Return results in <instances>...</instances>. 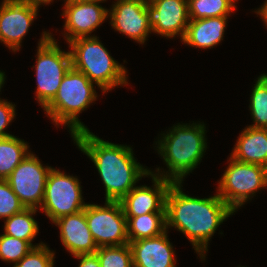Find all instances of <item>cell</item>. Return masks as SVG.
<instances>
[{
    "label": "cell",
    "mask_w": 267,
    "mask_h": 267,
    "mask_svg": "<svg viewBox=\"0 0 267 267\" xmlns=\"http://www.w3.org/2000/svg\"><path fill=\"white\" fill-rule=\"evenodd\" d=\"M181 187L182 182H173L167 191L166 229L175 227L185 234L200 259H204L211 237L234 211L218 194L209 198H196L186 195Z\"/></svg>",
    "instance_id": "6da1fadb"
},
{
    "label": "cell",
    "mask_w": 267,
    "mask_h": 267,
    "mask_svg": "<svg viewBox=\"0 0 267 267\" xmlns=\"http://www.w3.org/2000/svg\"><path fill=\"white\" fill-rule=\"evenodd\" d=\"M72 139L96 166L105 187V201H120L150 174L151 170L134 158L130 146L104 141L90 130L76 133Z\"/></svg>",
    "instance_id": "7a4b0ae2"
},
{
    "label": "cell",
    "mask_w": 267,
    "mask_h": 267,
    "mask_svg": "<svg viewBox=\"0 0 267 267\" xmlns=\"http://www.w3.org/2000/svg\"><path fill=\"white\" fill-rule=\"evenodd\" d=\"M205 128V124L200 122L189 125L178 123L167 131V134H161V139L156 142L157 151L169 169L165 173L156 168L157 173H150L172 182H182L183 178L200 164L205 153Z\"/></svg>",
    "instance_id": "3957f363"
},
{
    "label": "cell",
    "mask_w": 267,
    "mask_h": 267,
    "mask_svg": "<svg viewBox=\"0 0 267 267\" xmlns=\"http://www.w3.org/2000/svg\"><path fill=\"white\" fill-rule=\"evenodd\" d=\"M97 36L80 37L70 41L72 67L82 72L106 93L115 86L127 85V71L106 50Z\"/></svg>",
    "instance_id": "277c9868"
},
{
    "label": "cell",
    "mask_w": 267,
    "mask_h": 267,
    "mask_svg": "<svg viewBox=\"0 0 267 267\" xmlns=\"http://www.w3.org/2000/svg\"><path fill=\"white\" fill-rule=\"evenodd\" d=\"M94 84L82 72L73 67L64 76L55 97L43 108L44 112L57 125H67L71 137L89 130L78 115L96 101Z\"/></svg>",
    "instance_id": "5b68a950"
},
{
    "label": "cell",
    "mask_w": 267,
    "mask_h": 267,
    "mask_svg": "<svg viewBox=\"0 0 267 267\" xmlns=\"http://www.w3.org/2000/svg\"><path fill=\"white\" fill-rule=\"evenodd\" d=\"M52 33L43 32L37 46L36 99L44 108L56 95L61 81L72 67L71 53L60 49Z\"/></svg>",
    "instance_id": "8992f818"
},
{
    "label": "cell",
    "mask_w": 267,
    "mask_h": 267,
    "mask_svg": "<svg viewBox=\"0 0 267 267\" xmlns=\"http://www.w3.org/2000/svg\"><path fill=\"white\" fill-rule=\"evenodd\" d=\"M229 161L218 182L217 194L236 212L248 199L251 200L258 190L267 188V168L239 162L232 157H229Z\"/></svg>",
    "instance_id": "52a82bcc"
},
{
    "label": "cell",
    "mask_w": 267,
    "mask_h": 267,
    "mask_svg": "<svg viewBox=\"0 0 267 267\" xmlns=\"http://www.w3.org/2000/svg\"><path fill=\"white\" fill-rule=\"evenodd\" d=\"M80 183L77 177L66 175L53 167L49 171L39 209L45 212L52 223L63 216L85 209L87 203L83 200Z\"/></svg>",
    "instance_id": "ba28073f"
},
{
    "label": "cell",
    "mask_w": 267,
    "mask_h": 267,
    "mask_svg": "<svg viewBox=\"0 0 267 267\" xmlns=\"http://www.w3.org/2000/svg\"><path fill=\"white\" fill-rule=\"evenodd\" d=\"M85 217L97 247L128 244L126 216L119 201L87 204Z\"/></svg>",
    "instance_id": "9c48e42d"
},
{
    "label": "cell",
    "mask_w": 267,
    "mask_h": 267,
    "mask_svg": "<svg viewBox=\"0 0 267 267\" xmlns=\"http://www.w3.org/2000/svg\"><path fill=\"white\" fill-rule=\"evenodd\" d=\"M51 169V166H43L30 151L6 179L25 208L41 207L46 179Z\"/></svg>",
    "instance_id": "30bf717a"
},
{
    "label": "cell",
    "mask_w": 267,
    "mask_h": 267,
    "mask_svg": "<svg viewBox=\"0 0 267 267\" xmlns=\"http://www.w3.org/2000/svg\"><path fill=\"white\" fill-rule=\"evenodd\" d=\"M146 10L153 33L183 40L190 21L188 0H147Z\"/></svg>",
    "instance_id": "8fae6325"
},
{
    "label": "cell",
    "mask_w": 267,
    "mask_h": 267,
    "mask_svg": "<svg viewBox=\"0 0 267 267\" xmlns=\"http://www.w3.org/2000/svg\"><path fill=\"white\" fill-rule=\"evenodd\" d=\"M38 4L3 0L0 6V42L16 52L37 17Z\"/></svg>",
    "instance_id": "7c38bea8"
},
{
    "label": "cell",
    "mask_w": 267,
    "mask_h": 267,
    "mask_svg": "<svg viewBox=\"0 0 267 267\" xmlns=\"http://www.w3.org/2000/svg\"><path fill=\"white\" fill-rule=\"evenodd\" d=\"M146 7L147 0H117L108 10L112 28L144 44L152 32Z\"/></svg>",
    "instance_id": "4fadbf2b"
},
{
    "label": "cell",
    "mask_w": 267,
    "mask_h": 267,
    "mask_svg": "<svg viewBox=\"0 0 267 267\" xmlns=\"http://www.w3.org/2000/svg\"><path fill=\"white\" fill-rule=\"evenodd\" d=\"M106 0H81L69 2L64 5L63 17H65L63 34L67 43L80 37H90L109 16L108 10L99 5ZM90 34V35H89Z\"/></svg>",
    "instance_id": "5bb4252c"
},
{
    "label": "cell",
    "mask_w": 267,
    "mask_h": 267,
    "mask_svg": "<svg viewBox=\"0 0 267 267\" xmlns=\"http://www.w3.org/2000/svg\"><path fill=\"white\" fill-rule=\"evenodd\" d=\"M153 189L146 185L134 187L119 202L125 216H139L146 213L165 212V201L171 180L149 174Z\"/></svg>",
    "instance_id": "9a60e30c"
},
{
    "label": "cell",
    "mask_w": 267,
    "mask_h": 267,
    "mask_svg": "<svg viewBox=\"0 0 267 267\" xmlns=\"http://www.w3.org/2000/svg\"><path fill=\"white\" fill-rule=\"evenodd\" d=\"M161 235L129 242L133 267H176L175 251L167 236Z\"/></svg>",
    "instance_id": "2e32d148"
},
{
    "label": "cell",
    "mask_w": 267,
    "mask_h": 267,
    "mask_svg": "<svg viewBox=\"0 0 267 267\" xmlns=\"http://www.w3.org/2000/svg\"><path fill=\"white\" fill-rule=\"evenodd\" d=\"M60 229V238L64 247L73 254H92L98 249L89 230L85 217V209L53 222Z\"/></svg>",
    "instance_id": "e0dca14e"
},
{
    "label": "cell",
    "mask_w": 267,
    "mask_h": 267,
    "mask_svg": "<svg viewBox=\"0 0 267 267\" xmlns=\"http://www.w3.org/2000/svg\"><path fill=\"white\" fill-rule=\"evenodd\" d=\"M230 155L239 162L267 168V128L243 129Z\"/></svg>",
    "instance_id": "ac0fdd59"
},
{
    "label": "cell",
    "mask_w": 267,
    "mask_h": 267,
    "mask_svg": "<svg viewBox=\"0 0 267 267\" xmlns=\"http://www.w3.org/2000/svg\"><path fill=\"white\" fill-rule=\"evenodd\" d=\"M229 16L190 20L183 43L200 49L213 48L223 40Z\"/></svg>",
    "instance_id": "d6986e66"
},
{
    "label": "cell",
    "mask_w": 267,
    "mask_h": 267,
    "mask_svg": "<svg viewBox=\"0 0 267 267\" xmlns=\"http://www.w3.org/2000/svg\"><path fill=\"white\" fill-rule=\"evenodd\" d=\"M126 226L129 242L159 236L167 230L165 212L126 216Z\"/></svg>",
    "instance_id": "ffe728a7"
},
{
    "label": "cell",
    "mask_w": 267,
    "mask_h": 267,
    "mask_svg": "<svg viewBox=\"0 0 267 267\" xmlns=\"http://www.w3.org/2000/svg\"><path fill=\"white\" fill-rule=\"evenodd\" d=\"M37 210L35 208H25L5 219L4 234L27 241L33 248L43 245V242L33 245L32 241L39 232L37 221L33 218Z\"/></svg>",
    "instance_id": "44dd1931"
},
{
    "label": "cell",
    "mask_w": 267,
    "mask_h": 267,
    "mask_svg": "<svg viewBox=\"0 0 267 267\" xmlns=\"http://www.w3.org/2000/svg\"><path fill=\"white\" fill-rule=\"evenodd\" d=\"M28 144L14 135L0 138V179L6 180L30 153Z\"/></svg>",
    "instance_id": "7402d4cb"
},
{
    "label": "cell",
    "mask_w": 267,
    "mask_h": 267,
    "mask_svg": "<svg viewBox=\"0 0 267 267\" xmlns=\"http://www.w3.org/2000/svg\"><path fill=\"white\" fill-rule=\"evenodd\" d=\"M237 0H188L190 20L230 16Z\"/></svg>",
    "instance_id": "603a6c76"
},
{
    "label": "cell",
    "mask_w": 267,
    "mask_h": 267,
    "mask_svg": "<svg viewBox=\"0 0 267 267\" xmlns=\"http://www.w3.org/2000/svg\"><path fill=\"white\" fill-rule=\"evenodd\" d=\"M249 108L255 128H267V74L260 75L252 88Z\"/></svg>",
    "instance_id": "cb8c5ba5"
},
{
    "label": "cell",
    "mask_w": 267,
    "mask_h": 267,
    "mask_svg": "<svg viewBox=\"0 0 267 267\" xmlns=\"http://www.w3.org/2000/svg\"><path fill=\"white\" fill-rule=\"evenodd\" d=\"M95 253L98 256L100 267H133L129 244L98 247Z\"/></svg>",
    "instance_id": "d4e9b609"
},
{
    "label": "cell",
    "mask_w": 267,
    "mask_h": 267,
    "mask_svg": "<svg viewBox=\"0 0 267 267\" xmlns=\"http://www.w3.org/2000/svg\"><path fill=\"white\" fill-rule=\"evenodd\" d=\"M33 247L22 239L0 235V259L17 264Z\"/></svg>",
    "instance_id": "484cf974"
},
{
    "label": "cell",
    "mask_w": 267,
    "mask_h": 267,
    "mask_svg": "<svg viewBox=\"0 0 267 267\" xmlns=\"http://www.w3.org/2000/svg\"><path fill=\"white\" fill-rule=\"evenodd\" d=\"M23 209L25 206L13 192L8 181L0 179V219H8Z\"/></svg>",
    "instance_id": "4316f807"
},
{
    "label": "cell",
    "mask_w": 267,
    "mask_h": 267,
    "mask_svg": "<svg viewBox=\"0 0 267 267\" xmlns=\"http://www.w3.org/2000/svg\"><path fill=\"white\" fill-rule=\"evenodd\" d=\"M55 252L46 244L32 248L13 267H54Z\"/></svg>",
    "instance_id": "83f0119b"
},
{
    "label": "cell",
    "mask_w": 267,
    "mask_h": 267,
    "mask_svg": "<svg viewBox=\"0 0 267 267\" xmlns=\"http://www.w3.org/2000/svg\"><path fill=\"white\" fill-rule=\"evenodd\" d=\"M15 106V104H12L7 100L0 99V138L12 135L6 133L5 129L16 116Z\"/></svg>",
    "instance_id": "f1b7e54d"
},
{
    "label": "cell",
    "mask_w": 267,
    "mask_h": 267,
    "mask_svg": "<svg viewBox=\"0 0 267 267\" xmlns=\"http://www.w3.org/2000/svg\"><path fill=\"white\" fill-rule=\"evenodd\" d=\"M74 257L80 259L79 267H100L99 259L96 253L81 254Z\"/></svg>",
    "instance_id": "f546056e"
},
{
    "label": "cell",
    "mask_w": 267,
    "mask_h": 267,
    "mask_svg": "<svg viewBox=\"0 0 267 267\" xmlns=\"http://www.w3.org/2000/svg\"><path fill=\"white\" fill-rule=\"evenodd\" d=\"M255 13L261 16V19L264 21V24L267 27V0L255 11Z\"/></svg>",
    "instance_id": "4dcf8cb0"
},
{
    "label": "cell",
    "mask_w": 267,
    "mask_h": 267,
    "mask_svg": "<svg viewBox=\"0 0 267 267\" xmlns=\"http://www.w3.org/2000/svg\"><path fill=\"white\" fill-rule=\"evenodd\" d=\"M9 1H14V2H30V3H35V4H38V5H41V4H49V0H9Z\"/></svg>",
    "instance_id": "1f68e13d"
},
{
    "label": "cell",
    "mask_w": 267,
    "mask_h": 267,
    "mask_svg": "<svg viewBox=\"0 0 267 267\" xmlns=\"http://www.w3.org/2000/svg\"><path fill=\"white\" fill-rule=\"evenodd\" d=\"M5 73L4 72H2V71H0V91H1V88L3 87V85H4V81H5ZM1 99V98H0Z\"/></svg>",
    "instance_id": "d6a6232c"
},
{
    "label": "cell",
    "mask_w": 267,
    "mask_h": 267,
    "mask_svg": "<svg viewBox=\"0 0 267 267\" xmlns=\"http://www.w3.org/2000/svg\"><path fill=\"white\" fill-rule=\"evenodd\" d=\"M53 0H49V4H51L50 2H52ZM65 4L69 3V2H74V1H81V0H64Z\"/></svg>",
    "instance_id": "836d02e7"
}]
</instances>
